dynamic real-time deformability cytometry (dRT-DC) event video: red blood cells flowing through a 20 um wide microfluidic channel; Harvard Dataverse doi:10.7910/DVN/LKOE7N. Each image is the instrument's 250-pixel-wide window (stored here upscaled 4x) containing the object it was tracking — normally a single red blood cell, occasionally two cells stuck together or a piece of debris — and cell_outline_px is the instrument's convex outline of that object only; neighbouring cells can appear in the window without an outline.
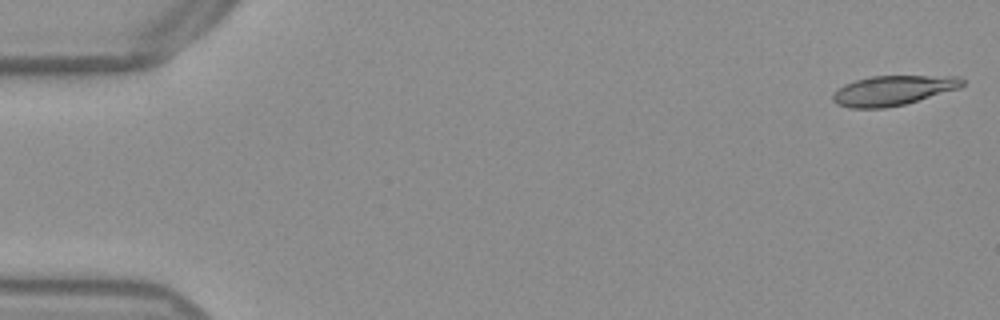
{"species": "Egyptian fruit bat (a non-hibernating species)", "species_latin": "Rousettus aegyptiacus", "temperature_condition": "warm", "stored_images_in_passage": 53, "camera_frame_rate_fps": 3000, "um_per_image_px": 0.085, "frame": {"image": 1, "passage_image": 1, "time_ms": 0.0, "image_size_px": [1000, 320], "cell_outline_px": [[964, 84], [960, 88], [904, 104], [884, 108], [848, 108], [836, 104], [832, 100], [832, 92], [844, 84], [856, 80], [872, 76], [960, 76], [964, 80]], "centroid_in_image_um": [75.87, 7.69], "position_along_channel_um": 9.1, "area_um2": 22.54}}
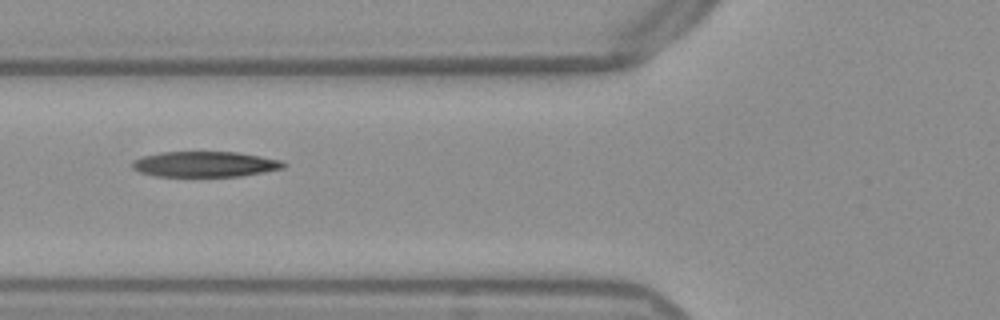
{"frame": {"image": 2, "passage_image": 20, "time_ms": 6.333, "image_size_px": [1000, 320], "cell_outline_px": [[288, 164], [284, 168], [264, 172], [240, 176], [156, 176], [140, 172], [132, 168], [132, 160], [140, 156], [160, 152], [236, 152], [284, 160]], "centroid_in_image_um": [17.43, 13.95], "position_along_channel_um": 108.4, "area_um2": 22.66}}
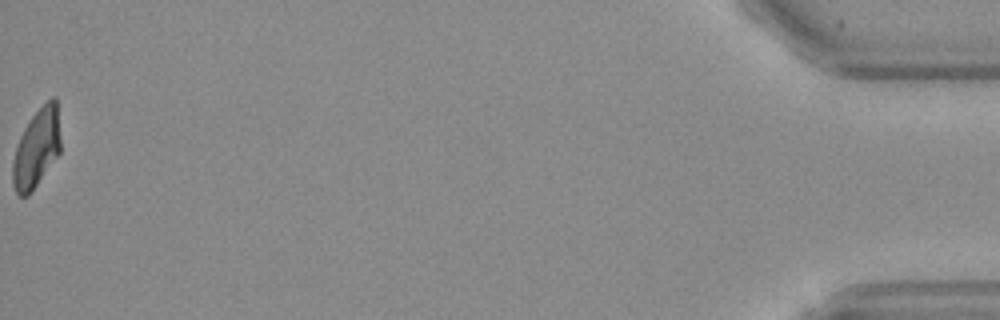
{"frame": {"image": 3, "passage_image": 53, "time_ms": 17.333, "image_size_px": [1000, 320], "cell_outline_px": [[60, 152], [28, 196], [20, 196], [16, 192], [12, 184], [12, 164], [16, 148], [20, 136], [24, 128], [32, 116], [52, 96], [56, 96], [60, 136]], "centroid_in_image_um": [3.1, 12.6], "position_along_channel_um": 432.1, "area_um2": 21.68}, "authors_computed_cell_mechanics": {"area_um2": 23.3512, "velocity_mm_per_s": 3.8461, "shape_relaxation_time_tau1_ms": 3.9632, "shape_relaxation_time_tau2_ms": 2.9771, "deformation_change_tau1": 0.1896, "deformation_change_tau2": 0.1192}}